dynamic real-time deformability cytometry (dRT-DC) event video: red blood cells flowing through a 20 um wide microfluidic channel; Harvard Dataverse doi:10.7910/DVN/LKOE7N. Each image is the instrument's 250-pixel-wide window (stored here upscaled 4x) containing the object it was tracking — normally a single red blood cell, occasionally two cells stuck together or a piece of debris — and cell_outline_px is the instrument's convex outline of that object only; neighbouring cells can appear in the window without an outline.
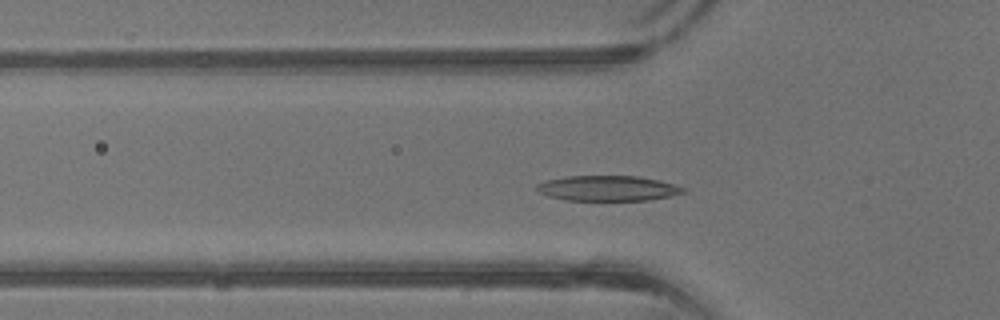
{"species": "common noctule bat (a hibernating species)", "species_latin": "Nyctalus noctula", "temperature_condition": "warm", "stored_images_in_passage": 40, "camera_frame_rate_fps": 3000, "um_per_image_px": 0.085, "animal": {"sex": "male", "body_mass_g": 13.3}, "frame": {"image": 1, "passage_image": 11, "time_ms": 3.333, "image_size_px": [1000, 320], "cell_outline_px": [[688, 192], [672, 196], [648, 200], [568, 200], [548, 196], [540, 192], [536, 188], [536, 184], [548, 180], [568, 176], [640, 176], [660, 180], [688, 188]], "centroid_in_image_um": [51.76, 16.0], "position_along_channel_um": 74.0, "area_um2": 21.68}}
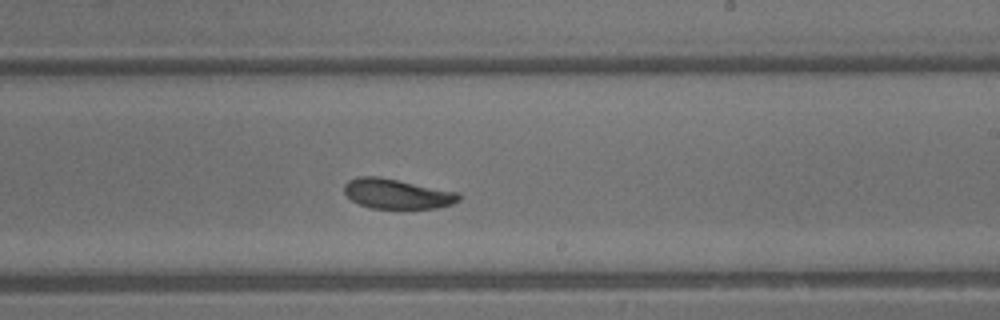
{"frame": {"image": 2, "passage_image": 22, "time_ms": 7.0, "image_size_px": [1000, 320], "cell_outline_px": [[460, 200], [452, 204], [436, 208], [372, 208], [360, 204], [352, 200], [344, 192], [344, 184], [348, 180], [360, 176], [376, 176], [460, 192]], "centroid_in_image_um": [33.76, 16.47], "position_along_channel_um": 255.2, "area_um2": 19.83}}
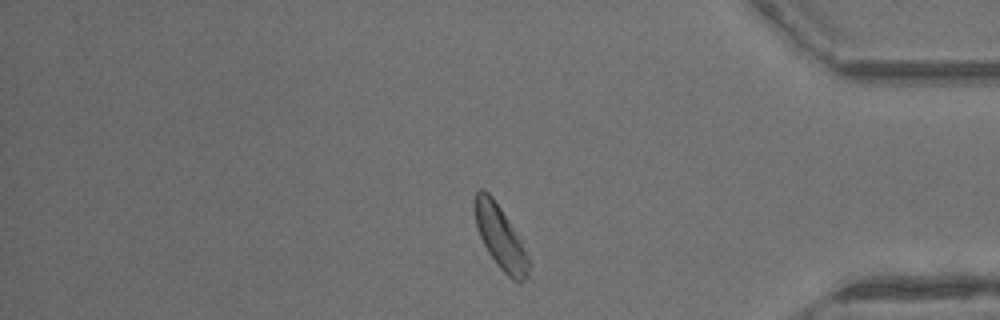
{"frame": {"image": 3, "passage_image": 32, "time_ms": 10.333, "image_size_px": [1000, 320], "cell_outline_px": [[532, 264], [528, 276], [520, 284], [512, 280], [500, 268], [488, 252], [480, 236], [476, 224], [472, 204], [472, 200], [476, 192], [480, 188], [484, 188], [492, 196], [520, 236]], "centroid_in_image_um": [42.55, 20.17], "position_along_channel_um": 392.6, "area_um2": 20.46}, "authors_computed_cell_mechanics": {"area_um2": 20.6924, "velocity_mm_per_s": 4.933, "shape_relaxation_time_tau1_ms": 1.8913, "shape_relaxation_time_tau2_ms": 3.1168, "deformation_change_tau1": 0.1271, "deformation_change_tau2": 0.1095}}